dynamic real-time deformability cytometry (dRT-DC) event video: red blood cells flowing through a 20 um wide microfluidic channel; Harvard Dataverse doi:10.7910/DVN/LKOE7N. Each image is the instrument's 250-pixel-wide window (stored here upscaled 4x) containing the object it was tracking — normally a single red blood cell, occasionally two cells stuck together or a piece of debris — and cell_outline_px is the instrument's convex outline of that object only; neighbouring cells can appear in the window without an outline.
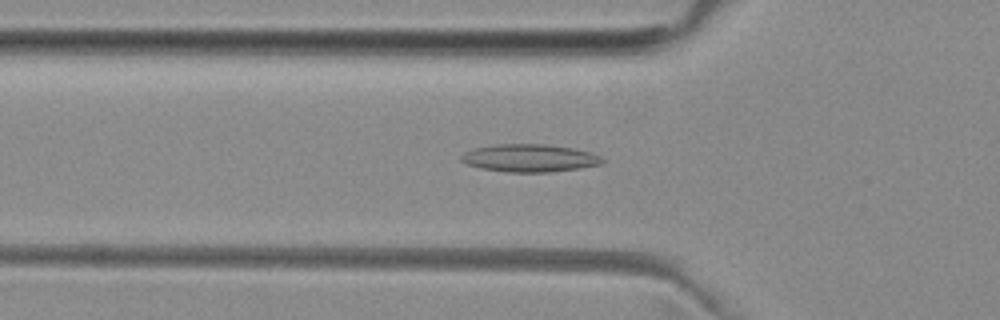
{"species": "common noctule bat (a hibernating species)", "species_latin": "Nyctalus noctula", "temperature_condition": "room temperature", "stored_images_in_passage": 51, "camera_frame_rate_fps": 3000, "um_per_image_px": 0.085, "animal": {"sex": "female", "body_mass_g": 29.2, "forearm_length_mm": 56.3}, "frame": {"image": 1, "passage_image": 17, "time_ms": 5.333, "image_size_px": [1000, 320], "cell_outline_px": [[604, 164], [580, 168], [548, 172], [508, 172], [480, 168], [468, 164], [460, 160], [460, 156], [464, 152], [476, 148], [496, 144], [544, 144], [572, 148], [592, 152], [600, 156], [604, 160]], "centroid_in_image_um": [45.04, 13.43], "position_along_channel_um": 80.8, "area_um2": 22.77}}
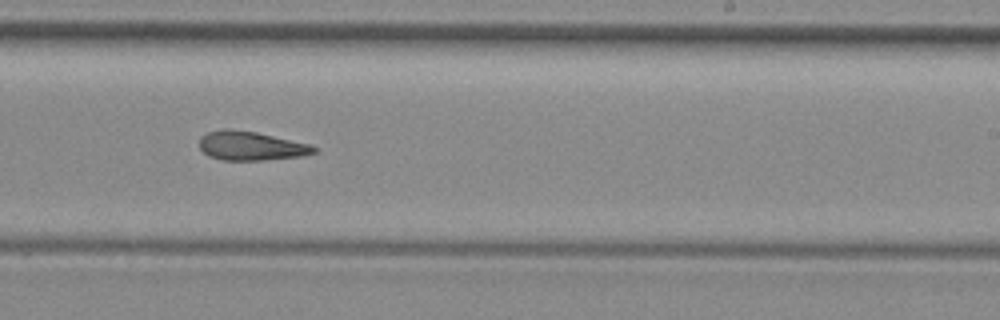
{"frame": {"image": 2, "passage_image": 31, "time_ms": 10.0, "image_size_px": [1000, 320], "cell_outline_px": [[320, 148], [316, 152], [304, 156], [264, 160], [224, 160], [208, 156], [200, 148], [200, 136], [208, 132], [224, 128], [232, 128], [256, 132], [312, 144]], "centroid_in_image_um": [21.38, 12.39], "position_along_channel_um": 267.6, "area_um2": 19.65}}
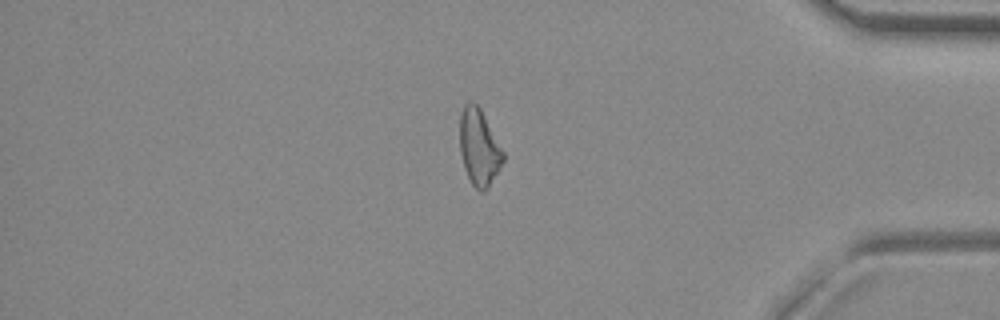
{"frame": {"image": 3, "passage_image": 43, "time_ms": 14.0, "image_size_px": [1000, 320], "cell_outline_px": [[504, 160], [488, 188], [484, 192], [480, 192], [472, 184], [464, 168], [460, 152], [460, 116], [464, 104], [468, 100], [472, 100], [480, 108], [504, 152]], "centroid_in_image_um": [40.71, 12.51], "position_along_channel_um": 394.5, "area_um2": 19.25}, "authors_computed_cell_mechanics": {"area_um2": 20.0566, "velocity_mm_per_s": 3.9955, "shape_relaxation_time_tau1_ms": null, "shape_relaxation_time_tau2_ms": 4.546, "deformation_change_tau1": null, "deformation_change_tau2": 0.1538}}